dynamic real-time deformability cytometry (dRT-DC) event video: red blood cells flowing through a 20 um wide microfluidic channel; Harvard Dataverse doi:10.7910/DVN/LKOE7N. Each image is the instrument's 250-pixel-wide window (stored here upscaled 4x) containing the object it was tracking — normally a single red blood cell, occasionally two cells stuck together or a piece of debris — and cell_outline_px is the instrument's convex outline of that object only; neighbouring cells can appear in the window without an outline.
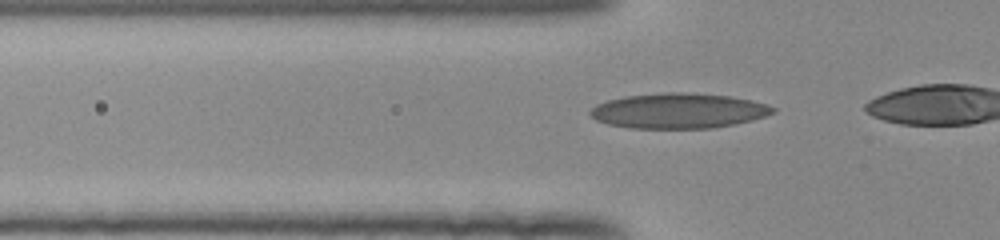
{"species": "human", "species_latin": "Homo sapiens", "temperature_condition": "room temperature", "stored_images_in_passage": 20, "camera_frame_rate_fps": 3000, "um_per_image_px": 0.085, "donor": {"sex": "female"}, "frame": {"image": 1, "passage_image": 14, "time_ms": 4.333, "image_size_px": [1000, 240], "cell_outline_px": [[776, 112], [752, 120], [736, 124], [712, 128], [632, 128], [608, 124], [596, 120], [588, 112], [596, 104], [608, 100], [624, 96], [668, 92], [684, 92], [728, 96], [752, 100], [768, 104], [776, 108]], "centroid_in_image_um": [57.69, 9.42], "position_along_channel_um": 68.1, "area_um2": 37.45}}
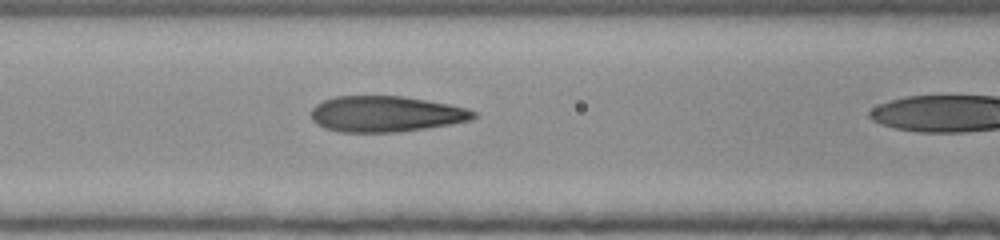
{"frame": {"image": 2, "passage_image": 19, "time_ms": 6.0, "image_size_px": [1000, 240], "cell_outline_px": [[476, 116], [472, 120], [424, 128], [396, 132], [340, 132], [324, 128], [316, 124], [312, 120], [312, 108], [316, 104], [324, 100], [336, 96], [400, 96], [448, 104], [468, 108], [476, 112]], "centroid_in_image_um": [32.77, 9.69], "position_along_channel_um": 133.8, "area_um2": 33.76}}